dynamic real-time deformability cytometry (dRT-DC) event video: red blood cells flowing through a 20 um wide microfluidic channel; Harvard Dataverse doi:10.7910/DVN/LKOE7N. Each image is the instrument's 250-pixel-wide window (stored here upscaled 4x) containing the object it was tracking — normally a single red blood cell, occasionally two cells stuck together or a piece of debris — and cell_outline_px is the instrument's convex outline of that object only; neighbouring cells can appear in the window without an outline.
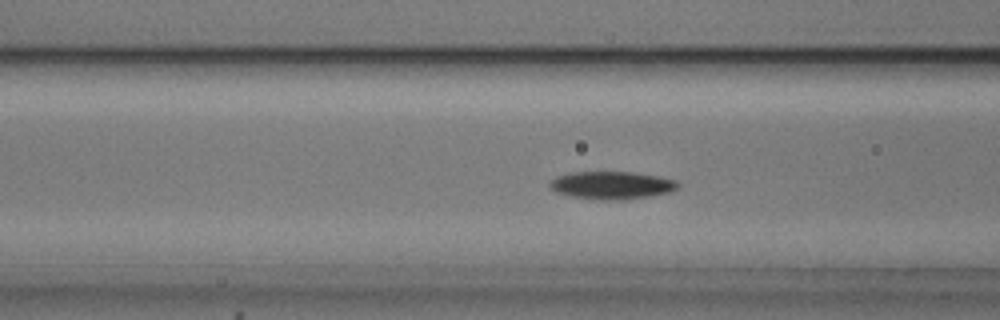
{"species": "common noctule bat (a hibernating species)", "species_latin": "Nyctalus noctula", "temperature_condition": "cold", "stored_images_in_passage": 39, "camera_frame_rate_fps": 3000, "um_per_image_px": 0.085, "animal": {"sex": "male", "body_mass_g": 20.5, "forearm_length_mm": 52.5}, "frame": {"image": 1, "passage_image": 4, "time_ms": 1.0, "image_size_px": [1000, 320], "cell_outline_px": [[680, 188], [668, 192], [648, 196], [624, 200], [600, 200], [572, 196], [556, 192], [548, 184], [556, 176], [572, 172], [632, 172], [660, 176], [676, 180], [680, 184]], "centroid_in_image_um": [52.03, 15.74], "position_along_channel_um": 114.6, "area_um2": 20.75}}
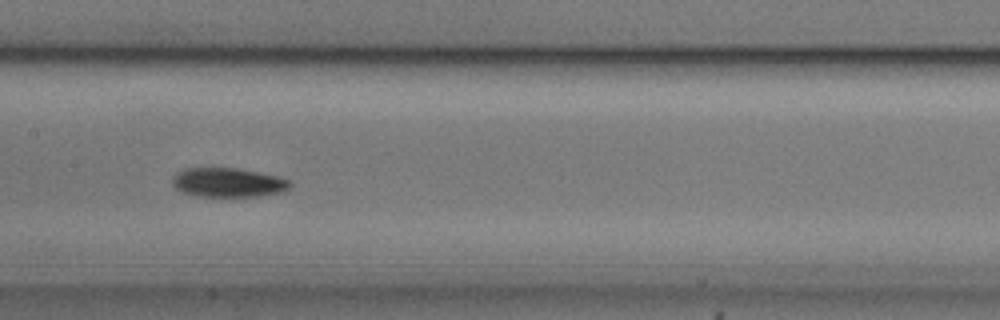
{"frame": {"image": 2, "passage_image": 10, "time_ms": 3.0, "image_size_px": [1000, 320], "cell_outline_px": [[292, 184], [284, 192], [260, 196], [196, 196], [180, 192], [172, 184], [172, 180], [176, 172], [184, 168], [236, 168], [280, 176], [288, 180]], "centroid_in_image_um": [19.38, 15.51], "position_along_channel_um": 188.0, "area_um2": 20.17}}
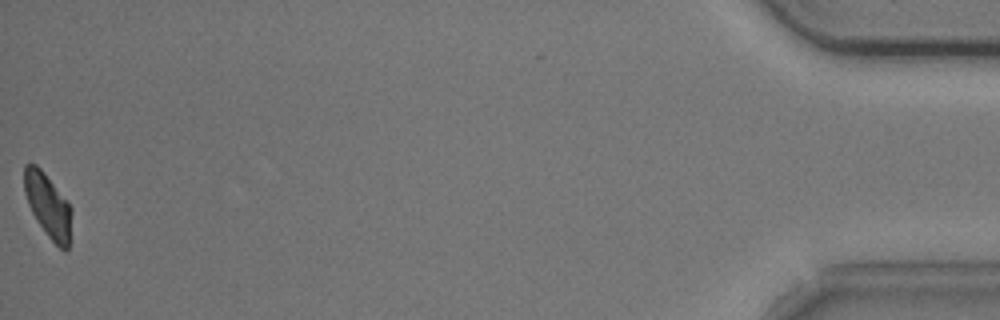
{"frame": {"image": 3, "passage_image": 38, "time_ms": 12.333, "image_size_px": [1000, 320], "cell_outline_px": [[72, 212], [68, 248], [64, 252], [48, 236], [36, 220], [28, 204], [24, 192], [24, 164], [36, 164], [44, 172], [68, 200], [72, 208]], "centroid_in_image_um": [4.09, 17.45], "position_along_channel_um": 431.1, "area_um2": 17.74}}